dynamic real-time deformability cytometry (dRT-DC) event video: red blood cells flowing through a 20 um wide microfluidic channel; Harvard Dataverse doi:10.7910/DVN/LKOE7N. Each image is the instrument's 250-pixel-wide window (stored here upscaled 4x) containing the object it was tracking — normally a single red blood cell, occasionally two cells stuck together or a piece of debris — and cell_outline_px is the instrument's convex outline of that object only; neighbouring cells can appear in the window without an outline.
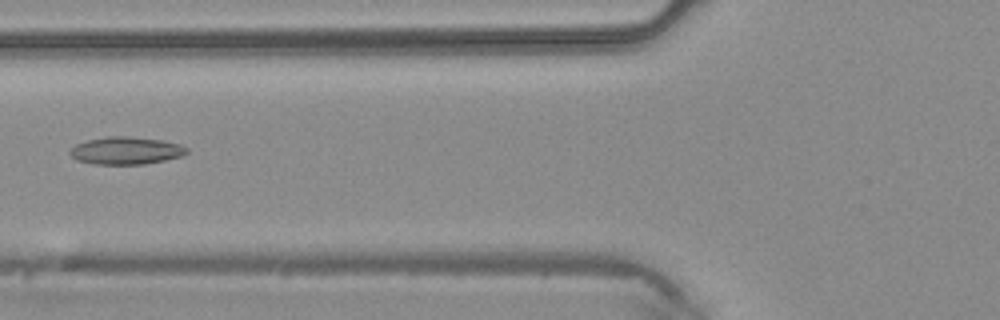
{"species": "common noctule bat (a hibernating species)", "species_latin": "Nyctalus noctula", "temperature_condition": "warm", "stored_images_in_passage": 5, "camera_frame_rate_fps": 3000, "um_per_image_px": 0.085, "animal": {"sex": "male", "body_mass_g": 20.4}, "frame": {"image": 1, "passage_image": 5, "time_ms": 1.333, "image_size_px": [1000, 320], "cell_outline_px": [[188, 152], [184, 156], [144, 164], [96, 164], [76, 160], [68, 152], [76, 144], [88, 140], [108, 136], [128, 136], [164, 140], [180, 144], [188, 148]], "centroid_in_image_um": [10.74, 12.8], "position_along_channel_um": 115.1, "area_um2": 18.79}}